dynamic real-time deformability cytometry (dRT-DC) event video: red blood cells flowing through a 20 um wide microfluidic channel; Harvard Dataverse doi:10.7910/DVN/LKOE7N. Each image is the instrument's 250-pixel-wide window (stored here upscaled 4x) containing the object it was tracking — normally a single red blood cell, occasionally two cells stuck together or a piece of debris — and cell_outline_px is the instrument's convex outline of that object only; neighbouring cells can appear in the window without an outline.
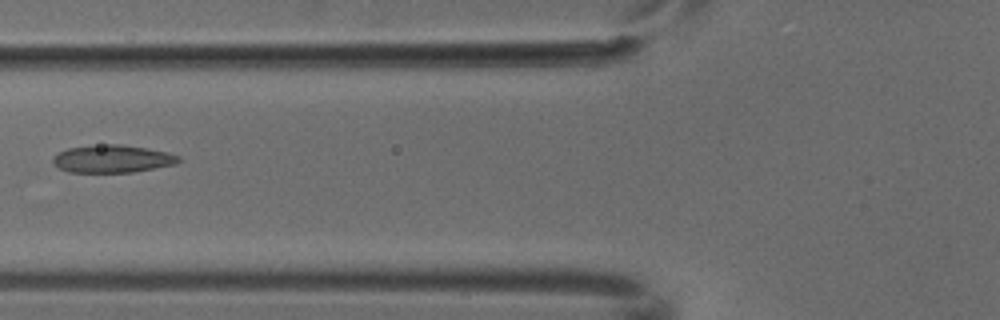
{"species": "common noctule bat (a hibernating species)", "species_latin": "Nyctalus noctula", "temperature_condition": "cold", "stored_images_in_passage": 6, "camera_frame_rate_fps": 3000, "um_per_image_px": 0.085, "animal": {"sex": "male", "body_mass_g": 18.8}, "frame": {"image": 1, "passage_image": 5, "time_ms": 1.333, "image_size_px": [1000, 320], "cell_outline_px": [[180, 160], [176, 164], [132, 172], [68, 172], [60, 168], [52, 160], [52, 156], [68, 148], [108, 144], [120, 144], [148, 148], [168, 152], [180, 156]], "centroid_in_image_um": [9.58, 13.5], "position_along_channel_um": 116.2, "area_um2": 20.11}}
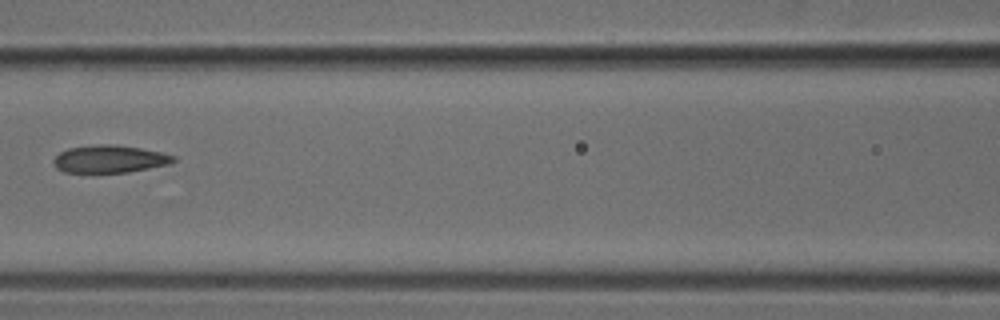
{"frame": {"image": 2, "passage_image": 6, "time_ms": 1.667, "image_size_px": [1000, 320], "cell_outline_px": [[176, 160], [168, 164], [128, 172], [64, 172], [56, 168], [52, 160], [60, 152], [68, 148], [100, 144], [116, 144], [140, 148], [160, 152], [176, 156]], "centroid_in_image_um": [9.3, 13.51], "position_along_channel_um": 157.3, "area_um2": 19.13}}